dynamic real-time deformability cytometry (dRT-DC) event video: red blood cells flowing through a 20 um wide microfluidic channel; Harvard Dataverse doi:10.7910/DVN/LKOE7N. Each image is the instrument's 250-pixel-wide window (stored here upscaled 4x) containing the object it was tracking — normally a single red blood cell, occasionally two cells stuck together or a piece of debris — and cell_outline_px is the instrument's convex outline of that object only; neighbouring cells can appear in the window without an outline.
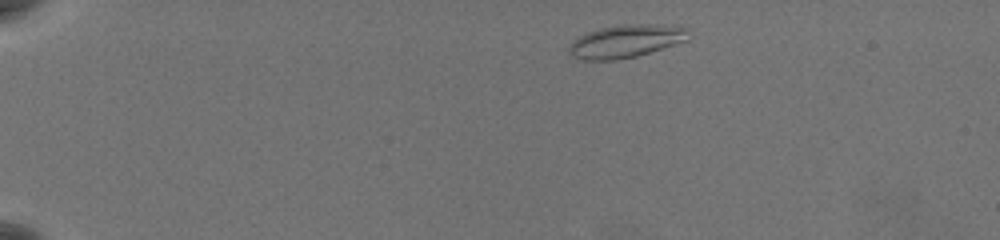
{"species": "common noctule bat (a hibernating species)", "species_latin": "Nyctalus noctula", "temperature_condition": "warm", "stored_images_in_passage": 50, "camera_frame_rate_fps": 3000, "um_per_image_px": 0.085, "animal": {"sex": "female", "body_mass_g": 19.5, "forearm_length_mm": 54.1}, "frame": {"image": 1, "passage_image": 4, "time_ms": 1.0, "image_size_px": [1000, 240], "cell_outline_px": [[688, 40], [636, 56], [616, 60], [584, 60], [572, 56], [568, 52], [568, 48], [572, 40], [588, 32], [600, 28], [620, 24], [652, 24], [688, 28]], "centroid_in_image_um": [53.16, 3.5], "position_along_channel_um": 31.8, "area_um2": 22.77}}
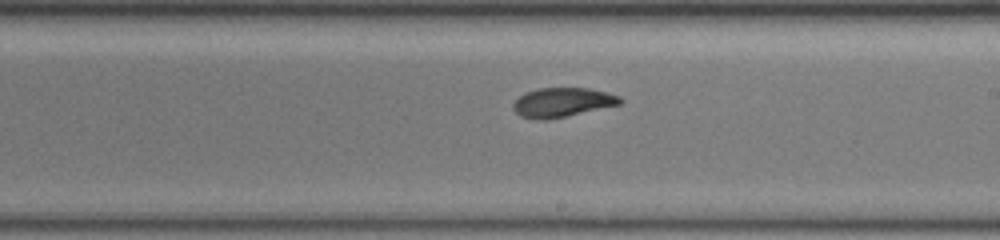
{"frame": {"image": 2, "passage_image": 29, "time_ms": 9.333, "image_size_px": [1000, 240], "cell_outline_px": [[624, 100], [620, 104], [548, 120], [536, 120], [520, 116], [512, 108], [512, 104], [520, 96], [536, 88], [588, 88], [620, 96]], "centroid_in_image_um": [47.77, 8.71], "position_along_channel_um": 241.2, "area_um2": 18.15}}
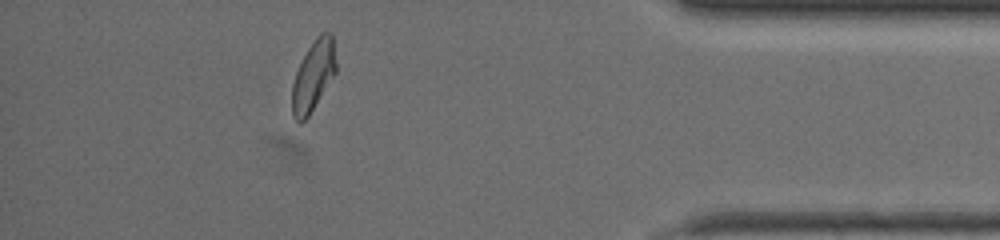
{"frame": {"image": 3, "passage_image": 45, "time_ms": 14.667, "image_size_px": [1000, 240], "cell_outline_px": [[336, 72], [308, 116], [300, 124], [292, 116], [292, 84], [296, 72], [308, 48], [316, 36], [320, 32], [332, 32], [336, 64]], "centroid_in_image_um": [26.63, 6.42], "position_along_channel_um": 408.6, "area_um2": 17.86}, "authors_computed_cell_mechanics": {"area_um2": 18.6983, "velocity_mm_per_s": 3.7329, "shape_relaxation_time_tau1_ms": 5.2853, "shape_relaxation_time_tau2_ms": 2.4895, "deformation_change_tau1": 0.192, "deformation_change_tau2": 0.0683}}